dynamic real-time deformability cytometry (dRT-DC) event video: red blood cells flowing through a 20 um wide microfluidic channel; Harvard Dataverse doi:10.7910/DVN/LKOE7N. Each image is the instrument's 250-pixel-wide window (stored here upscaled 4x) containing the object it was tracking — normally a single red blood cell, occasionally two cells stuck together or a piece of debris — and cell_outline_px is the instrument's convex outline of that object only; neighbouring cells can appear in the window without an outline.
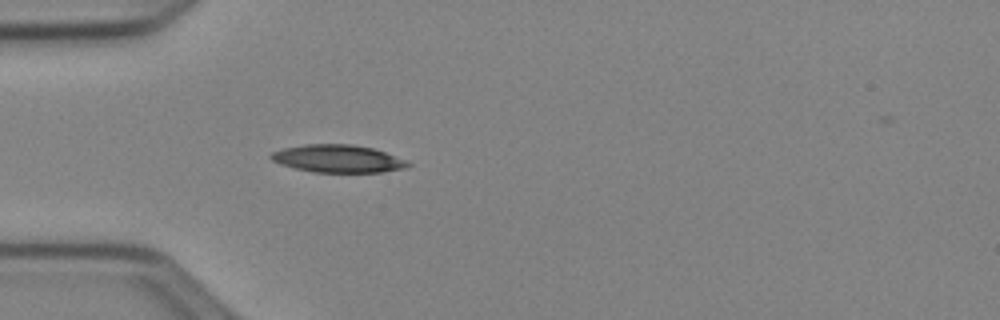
{"species": "Egyptian fruit bat (a non-hibernating species)", "species_latin": "Rousettus aegyptiacus", "temperature_condition": "cold", "stored_images_in_passage": 38, "camera_frame_rate_fps": 3000, "um_per_image_px": 0.085, "animal": {"sex": "female"}, "frame": {"image": 1, "passage_image": 1, "time_ms": 0.0, "image_size_px": [1000, 320], "cell_outline_px": [[412, 164], [404, 168], [380, 172], [312, 172], [280, 164], [272, 160], [268, 156], [272, 152], [284, 148], [304, 144], [352, 144], [372, 148], [384, 152], [404, 160]], "centroid_in_image_um": [28.67, 13.48], "position_along_channel_um": 56.3, "area_um2": 21.85}}
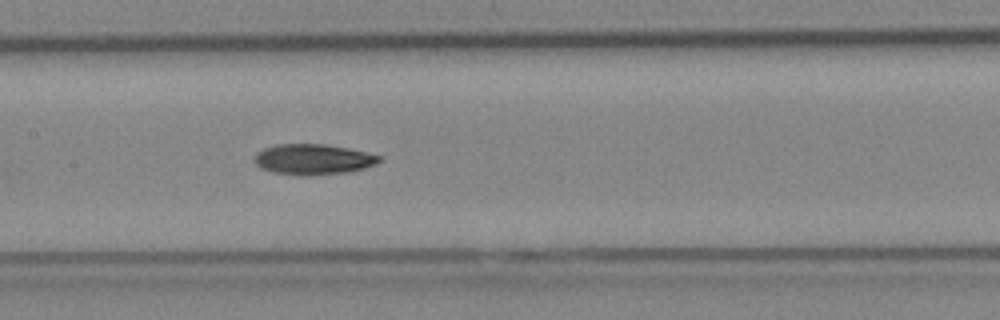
{"frame": {"image": 2, "passage_image": 11, "time_ms": 3.333, "image_size_px": [1000, 320], "cell_outline_px": [[384, 160], [376, 164], [364, 168], [348, 172], [308, 176], [272, 172], [260, 168], [252, 160], [256, 152], [264, 148], [276, 144], [324, 144], [348, 148], [384, 156]], "centroid_in_image_um": [26.63, 13.54], "position_along_channel_um": 180.8, "area_um2": 22.54}}
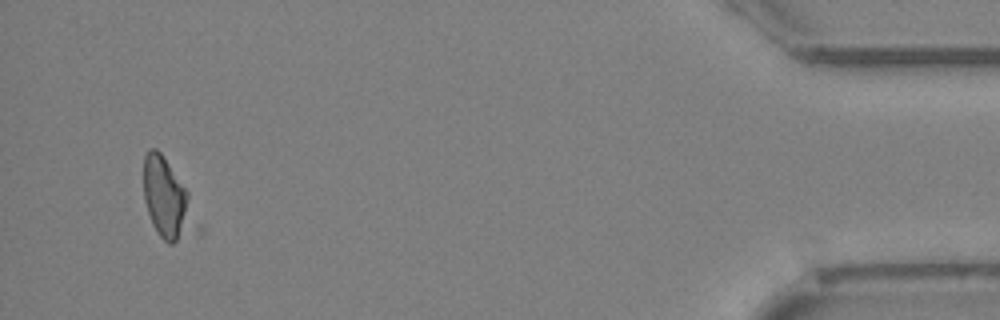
{"frame": {"image": 3, "passage_image": 35, "time_ms": 11.333, "image_size_px": [1000, 320], "cell_outline_px": [[188, 196], [184, 224], [176, 240], [172, 244], [168, 244], [160, 236], [152, 224], [144, 200], [144, 156], [148, 148], [156, 148], [160, 152], [188, 192]], "centroid_in_image_um": [13.94, 16.69], "position_along_channel_um": 421.3, "area_um2": 20.87}, "authors_computed_cell_mechanics": {"area_um2": 21.5305, "velocity_mm_per_s": 3.9469, "shape_relaxation_time_tau1_ms": null, "shape_relaxation_time_tau2_ms": 7.7812, "deformation_change_tau1": null, "deformation_change_tau2": 0.1393}}